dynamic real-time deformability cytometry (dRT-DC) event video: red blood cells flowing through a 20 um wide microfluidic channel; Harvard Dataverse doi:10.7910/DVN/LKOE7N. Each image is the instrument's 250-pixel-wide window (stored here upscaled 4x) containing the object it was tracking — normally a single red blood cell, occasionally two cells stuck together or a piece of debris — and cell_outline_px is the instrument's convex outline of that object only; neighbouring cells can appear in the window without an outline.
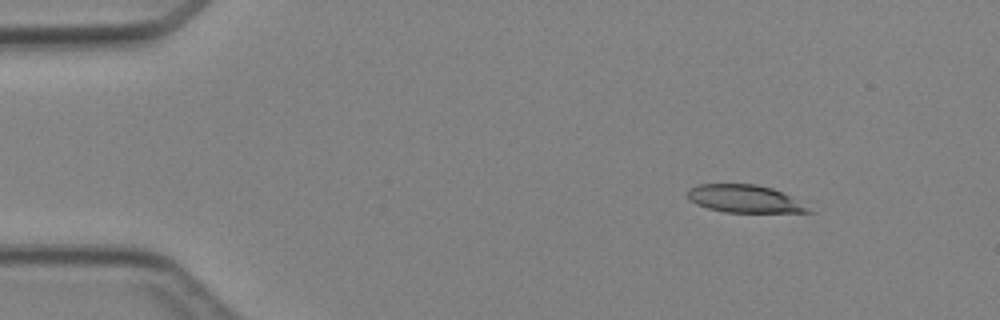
{"species": "Egyptian fruit bat (a non-hibernating species)", "species_latin": "Rousettus aegyptiacus", "temperature_condition": "cold", "stored_images_in_passage": 4, "camera_frame_rate_fps": 3000, "um_per_image_px": 0.085, "animal": {"sex": "female"}, "frame": {"image": 1, "passage_image": 1, "time_ms": 0.0, "image_size_px": [1000, 320], "cell_outline_px": [[816, 212], [724, 212], [708, 208], [696, 204], [688, 196], [688, 188], [700, 184], [756, 184], [772, 188], [784, 192]], "centroid_in_image_um": [63.3, 16.89], "position_along_channel_um": 21.7, "area_um2": 19.36}}